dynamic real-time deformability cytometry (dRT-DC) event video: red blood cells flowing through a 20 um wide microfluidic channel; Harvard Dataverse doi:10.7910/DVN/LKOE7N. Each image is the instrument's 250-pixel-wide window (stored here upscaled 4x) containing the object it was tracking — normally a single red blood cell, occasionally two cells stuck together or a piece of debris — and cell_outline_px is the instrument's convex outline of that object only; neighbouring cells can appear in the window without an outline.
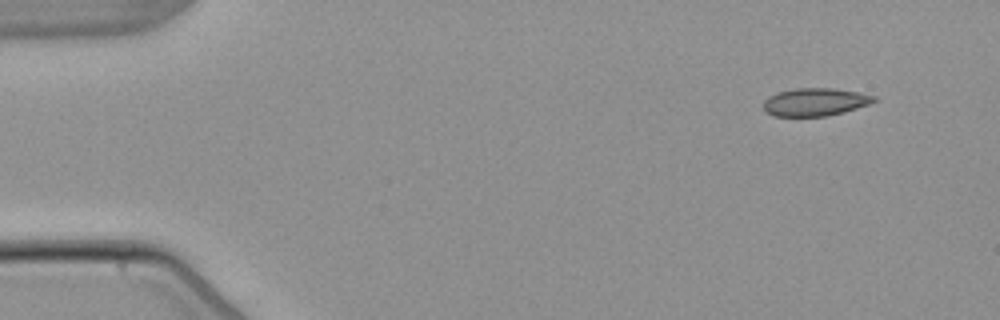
{"species": "common noctule bat (a hibernating species)", "species_latin": "Nyctalus noctula", "temperature_condition": "warm", "stored_images_in_passage": 4, "camera_frame_rate_fps": 3000, "um_per_image_px": 0.085, "animal": {"sex": "male", "body_mass_g": 21.5, "forearm_length_mm": 52.0}, "frame": {"image": 1, "passage_image": 1, "time_ms": 0.0, "image_size_px": [1000, 320], "cell_outline_px": [[880, 100], [844, 112], [828, 116], [772, 116], [764, 112], [764, 100], [768, 96], [776, 92], [796, 88], [832, 88], [856, 92], [876, 96]], "centroid_in_image_um": [69.26, 8.67], "position_along_channel_um": 15.7, "area_um2": 18.09}}
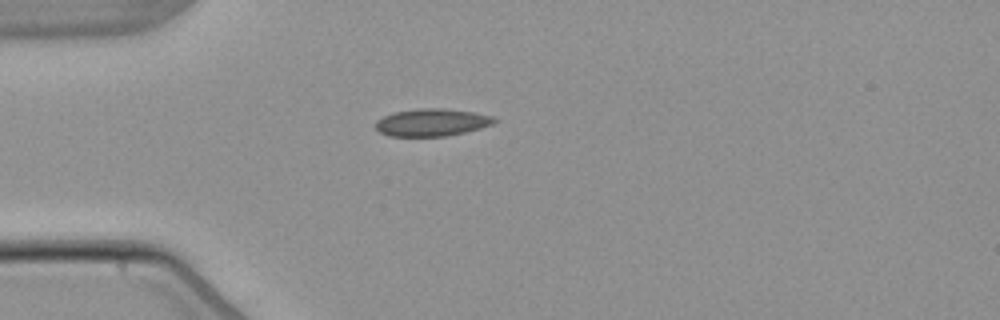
{"frame": {"image": 2, "passage_image": 4, "time_ms": 3.333, "image_size_px": [1000, 320], "cell_outline_px": [[500, 120], [492, 124], [480, 128], [448, 136], [388, 136], [380, 132], [376, 128], [376, 120], [392, 112], [420, 108], [440, 108], [476, 112], [496, 116]], "centroid_in_image_um": [36.75, 10.39], "position_along_channel_um": 48.3, "area_um2": 19.19}}